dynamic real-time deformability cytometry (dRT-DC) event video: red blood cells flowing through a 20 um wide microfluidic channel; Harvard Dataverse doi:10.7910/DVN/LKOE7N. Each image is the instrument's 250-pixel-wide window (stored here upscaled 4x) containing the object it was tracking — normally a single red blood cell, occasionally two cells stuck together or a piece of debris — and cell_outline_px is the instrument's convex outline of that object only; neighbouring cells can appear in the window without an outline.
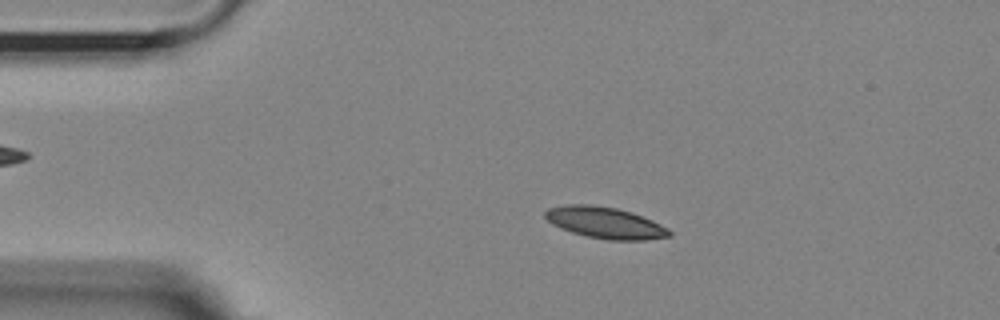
{"species": "Egyptian fruit bat (a non-hibernating species)", "species_latin": "Rousettus aegyptiacus", "temperature_condition": "room temperature", "stored_images_in_passage": 50, "camera_frame_rate_fps": 3000, "um_per_image_px": 0.085, "animal": {"sex": "female"}, "frame": {"image": 1, "passage_image": 6, "time_ms": 1.667, "image_size_px": [1000, 320], "cell_outline_px": [[672, 236], [644, 240], [608, 240], [588, 236], [572, 232], [560, 228], [552, 224], [544, 216], [544, 212], [548, 208], [568, 204], [588, 204], [616, 208], [632, 212], [652, 220], [668, 228], [672, 232]], "centroid_in_image_um": [51.44, 18.93], "position_along_channel_um": 33.6, "area_um2": 22.72}}
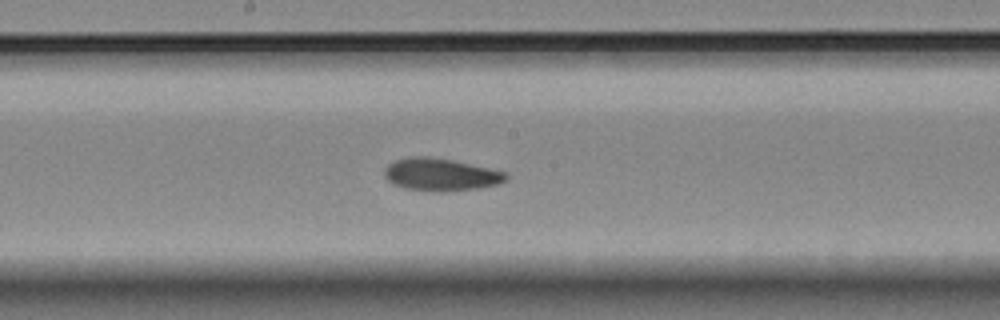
{"frame": {"image": 2, "passage_image": 24, "time_ms": 7.667, "image_size_px": [1000, 320], "cell_outline_px": [[508, 180], [500, 184], [480, 188], [444, 192], [432, 192], [404, 188], [392, 184], [384, 176], [384, 168], [388, 164], [396, 160], [412, 156], [428, 156], [452, 160], [504, 172], [508, 176]], "centroid_in_image_um": [37.44, 14.86], "position_along_channel_um": 210.8, "area_um2": 23.18}}
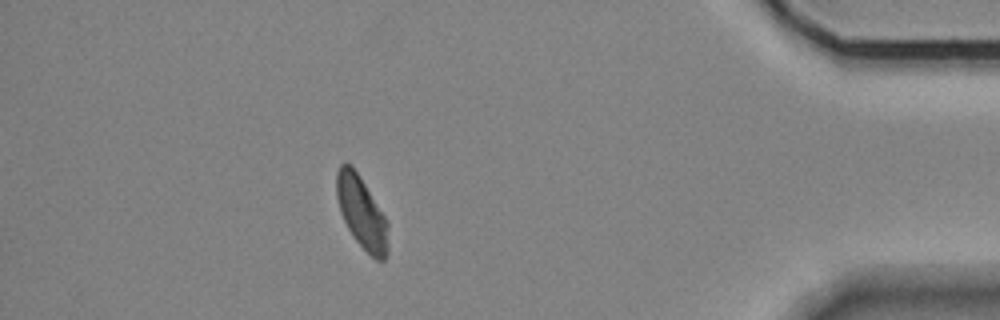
{"frame": {"image": 3, "passage_image": 44, "time_ms": 14.333, "image_size_px": [1000, 320], "cell_outline_px": [[388, 252], [384, 260], [376, 260], [356, 240], [348, 228], [340, 212], [336, 196], [336, 172], [340, 164], [344, 160], [360, 176], [388, 220]], "centroid_in_image_um": [30.74, 18.04], "position_along_channel_um": 404.5, "area_um2": 21.68}, "authors_computed_cell_mechanics": {"area_um2": 22.3686, "velocity_mm_per_s": 3.5957, "shape_relaxation_time_tau1_ms": 4.7311, "shape_relaxation_time_tau2_ms": 4.6578, "deformation_change_tau1": 0.1168, "deformation_change_tau2": 0.0772}}